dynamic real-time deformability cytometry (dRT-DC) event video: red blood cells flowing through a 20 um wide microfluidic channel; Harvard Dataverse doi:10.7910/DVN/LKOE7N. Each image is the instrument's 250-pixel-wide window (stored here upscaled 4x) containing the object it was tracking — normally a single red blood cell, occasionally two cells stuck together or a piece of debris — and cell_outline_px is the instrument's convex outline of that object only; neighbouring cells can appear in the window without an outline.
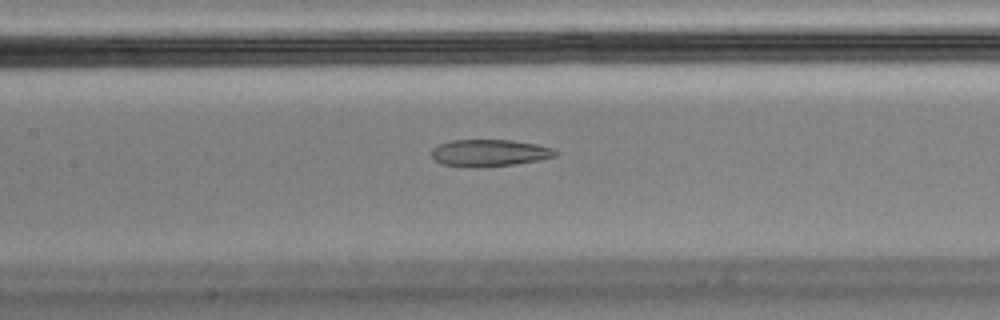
{"species": "Egyptian fruit bat (a non-hibernating species)", "species_latin": "Rousettus aegyptiacus", "temperature_condition": "cold", "stored_images_in_passage": 57, "camera_frame_rate_fps": 3000, "um_per_image_px": 0.085, "animal": {"sex": "male"}, "frame": {"image": 1, "passage_image": 26, "time_ms": 8.333, "image_size_px": [1000, 320], "cell_outline_px": [[560, 152], [556, 156], [540, 160], [512, 164], [480, 168], [468, 168], [440, 164], [432, 160], [432, 148], [440, 144], [452, 140], [512, 140], [536, 144], [552, 148]], "centroid_in_image_um": [41.57, 13.01], "position_along_channel_um": 165.8, "area_um2": 19.77}}
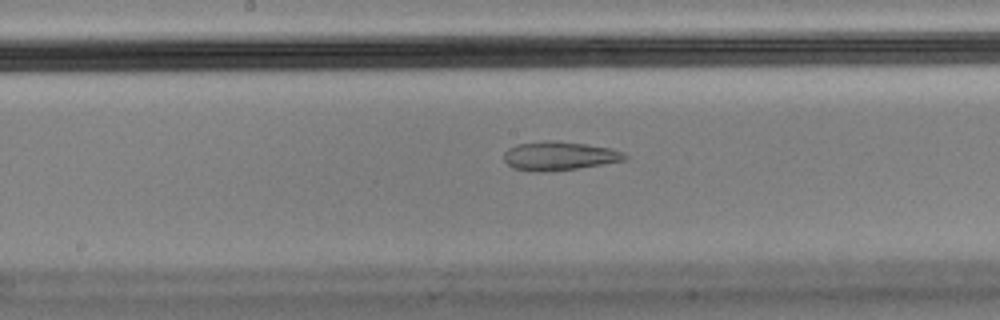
{"frame": {"image": 2, "passage_image": 29, "time_ms": 9.333, "image_size_px": [1000, 320], "cell_outline_px": [[628, 160], [576, 168], [540, 172], [512, 168], [504, 160], [504, 152], [508, 148], [516, 144], [548, 140], [556, 140], [612, 148], [624, 152], [628, 156]], "centroid_in_image_um": [47.55, 13.24], "position_along_channel_um": 200.7, "area_um2": 20.29}}
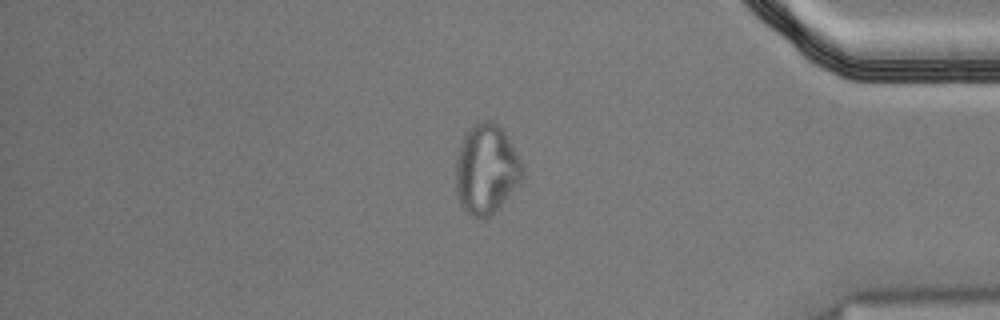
{"frame": {"image": 3, "passage_image": 48, "time_ms": 15.667, "image_size_px": [1000, 320], "cell_outline_px": [[524, 176], [520, 184], [492, 216], [484, 220], [480, 220], [464, 212], [460, 204], [456, 192], [456, 160], [464, 132], [476, 120], [492, 120], [504, 128], [524, 168]], "centroid_in_image_um": [41.34, 14.39], "position_along_channel_um": 393.9, "area_um2": 35.95}, "authors_computed_cell_mechanics": {"area_um2": 21.7328, "velocity_mm_per_s": 3.4926, "shape_relaxation_time_tau1_ms": null, "shape_relaxation_time_tau2_ms": 2.5514, "deformation_change_tau1": null, "deformation_change_tau2": 0.094}}